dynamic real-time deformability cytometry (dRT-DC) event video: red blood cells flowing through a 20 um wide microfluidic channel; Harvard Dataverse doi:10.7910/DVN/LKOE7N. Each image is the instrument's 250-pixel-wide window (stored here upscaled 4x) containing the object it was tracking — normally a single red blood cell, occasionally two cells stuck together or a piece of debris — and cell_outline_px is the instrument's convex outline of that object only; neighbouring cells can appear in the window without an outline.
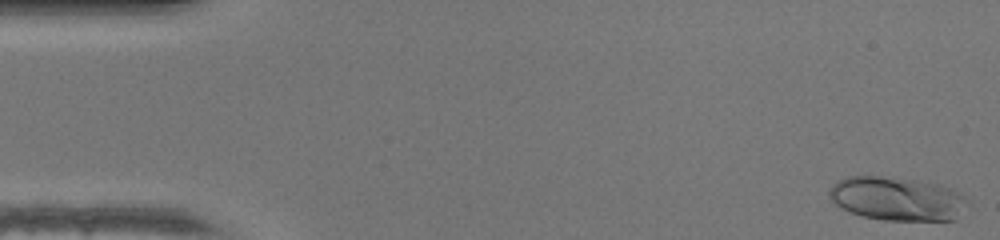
{"species": "human", "species_latin": "Homo sapiens", "temperature_condition": "warm", "stored_images_in_passage": 47, "camera_frame_rate_fps": 3000, "um_per_image_px": 0.085, "donor": {"sex": "female"}, "frame": {"image": 1, "passage_image": 1, "time_ms": 0.0, "image_size_px": [1000, 240], "cell_outline_px": [[968, 204], [956, 220], [884, 220], [864, 216], [848, 212], [840, 208], [828, 196], [828, 192], [832, 184], [836, 180], [848, 176], [880, 176], [916, 180], [940, 184], [960, 192], [968, 196]], "centroid_in_image_um": [76.26, 16.89], "position_along_channel_um": 8.7, "area_um2": 35.66}}
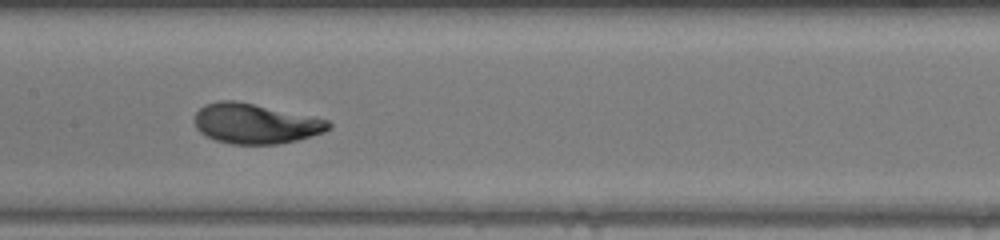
{"frame": {"image": 2, "passage_image": 23, "time_ms": 7.333, "image_size_px": [1000, 240], "cell_outline_px": [[332, 124], [324, 132], [296, 140], [276, 144], [232, 144], [216, 140], [204, 136], [196, 128], [196, 112], [204, 104], [220, 100], [236, 100], [328, 120]], "centroid_in_image_um": [21.66, 10.5], "position_along_channel_um": 185.7, "area_um2": 30.98}}
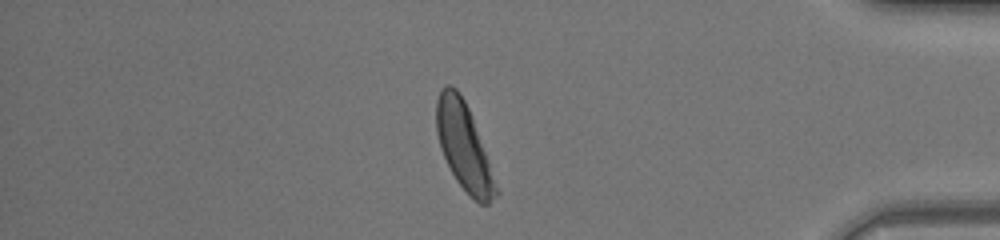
{"frame": {"image": 3, "passage_image": 40, "time_ms": 13.0, "image_size_px": [1000, 240], "cell_outline_px": [[500, 192], [488, 204], [480, 204], [456, 180], [440, 148], [436, 132], [436, 100], [440, 88], [444, 84], [452, 84], [460, 92], [472, 116]], "centroid_in_image_um": [39.41, 12.39], "position_along_channel_um": 395.8, "area_um2": 29.94}, "authors_computed_cell_mechanics": {"area_um2": 30.8652, "velocity_mm_per_s": 4.3364, "shape_relaxation_time_tau1_ms": 2.6497, "shape_relaxation_time_tau2_ms": null, "deformation_change_tau1": 0.1838, "deformation_change_tau2": null}}